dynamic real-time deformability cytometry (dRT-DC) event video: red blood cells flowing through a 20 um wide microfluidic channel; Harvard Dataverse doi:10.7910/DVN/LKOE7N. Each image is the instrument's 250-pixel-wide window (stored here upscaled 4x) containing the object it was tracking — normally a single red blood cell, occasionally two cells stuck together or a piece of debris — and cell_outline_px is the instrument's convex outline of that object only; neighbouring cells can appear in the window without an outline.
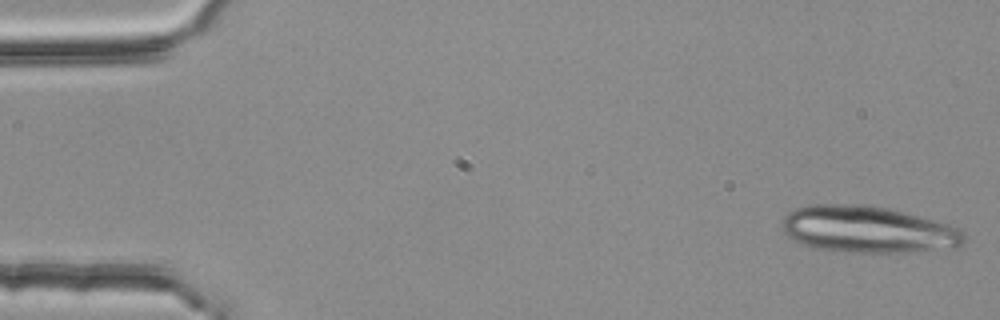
{"species": "common noctule bat (a hibernating species)", "species_latin": "Nyctalus noctula", "temperature_condition": "room temperature", "stored_images_in_passage": 3, "camera_frame_rate_fps": 3000, "um_per_image_px": 0.085, "animal": {"sex": "female", "body_mass_g": 25.1}, "frame": {"image": 1, "passage_image": 1, "time_ms": 0.0, "image_size_px": [1000, 320], "cell_outline_px": [[968, 236], [964, 244], [960, 248], [920, 252], [852, 252], [816, 248], [792, 240], [784, 232], [784, 216], [788, 212], [796, 208], [812, 204], [868, 204], [888, 208], [904, 212], [948, 224], [964, 232]], "centroid_in_image_um": [73.85, 19.51], "position_along_channel_um": 11.2, "area_um2": 49.94}}